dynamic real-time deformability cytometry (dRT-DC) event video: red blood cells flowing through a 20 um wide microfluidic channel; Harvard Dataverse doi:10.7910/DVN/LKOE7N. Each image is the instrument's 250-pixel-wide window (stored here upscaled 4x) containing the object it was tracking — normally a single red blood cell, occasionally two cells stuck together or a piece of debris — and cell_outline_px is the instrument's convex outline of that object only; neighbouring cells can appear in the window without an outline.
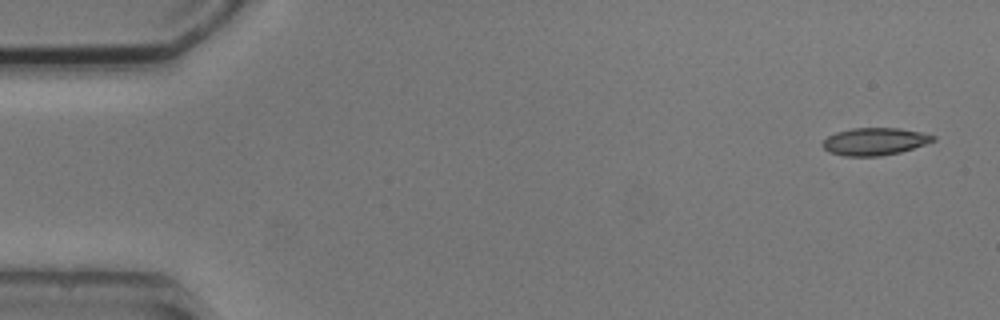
{"species": "common noctule bat (a hibernating species)", "species_latin": "Nyctalus noctula", "temperature_condition": "cold", "stored_images_in_passage": 6, "camera_frame_rate_fps": 3000, "um_per_image_px": 0.085, "animal": {"sex": "male", "body_mass_g": 20.5, "forearm_length_mm": 52.5}, "frame": {"image": 1, "passage_image": 1, "time_ms": 0.0, "image_size_px": [1000, 320], "cell_outline_px": [[936, 140], [900, 152], [880, 156], [844, 156], [828, 152], [820, 144], [828, 136], [836, 132], [852, 128], [900, 128], [920, 132], [936, 136]], "centroid_in_image_um": [74.31, 12.02], "position_along_channel_um": 10.7, "area_um2": 17.63}}